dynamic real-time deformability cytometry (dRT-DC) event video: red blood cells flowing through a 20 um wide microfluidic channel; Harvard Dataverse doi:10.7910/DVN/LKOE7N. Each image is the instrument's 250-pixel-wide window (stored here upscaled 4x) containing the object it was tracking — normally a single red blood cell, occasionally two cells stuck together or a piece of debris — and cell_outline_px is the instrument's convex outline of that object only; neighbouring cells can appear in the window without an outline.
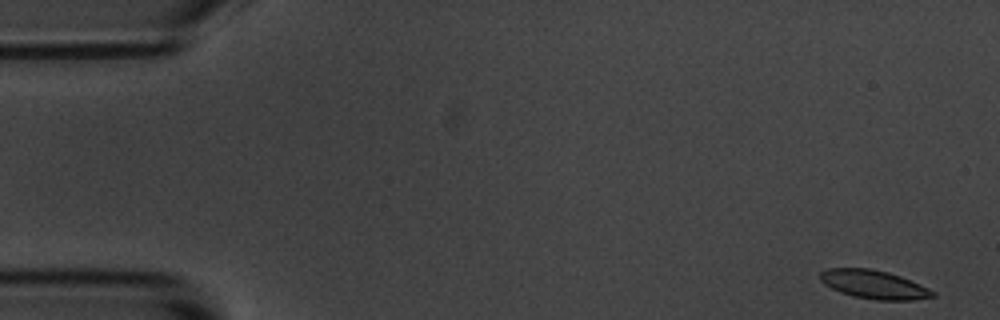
{"species": "common noctule bat (a hibernating species)", "species_latin": "Nyctalus noctula", "temperature_condition": "room temperature", "stored_images_in_passage": 54, "camera_frame_rate_fps": 3000, "um_per_image_px": 0.085, "animal": {"sex": "male", "body_mass_g": 20.1, "forearm_length_mm": 53.5}, "frame": {"image": 1, "passage_image": 1, "time_ms": 0.0, "image_size_px": [1000, 320], "cell_outline_px": [[936, 296], [916, 300], [876, 300], [856, 296], [840, 292], [824, 284], [820, 280], [820, 272], [828, 268], [872, 268], [888, 272], [900, 276], [920, 284], [936, 292]], "centroid_in_image_um": [74.3, 24.17], "position_along_channel_um": 10.7, "area_um2": 18.73}}
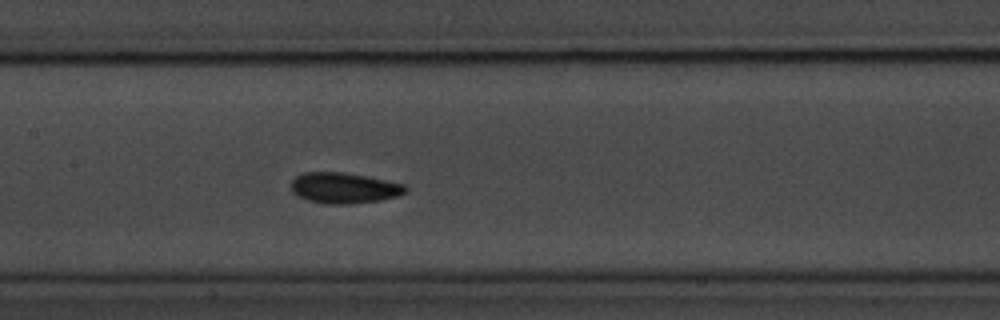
{"frame": {"image": 2, "passage_image": 25, "time_ms": 8.0, "image_size_px": [1000, 320], "cell_outline_px": [[408, 192], [400, 196], [380, 200], [352, 204], [324, 204], [308, 200], [296, 196], [292, 192], [292, 180], [296, 176], [304, 172], [344, 172], [368, 176], [404, 184], [408, 188]], "centroid_in_image_um": [29.27, 15.98], "position_along_channel_um": 178.1, "area_um2": 20.81}}
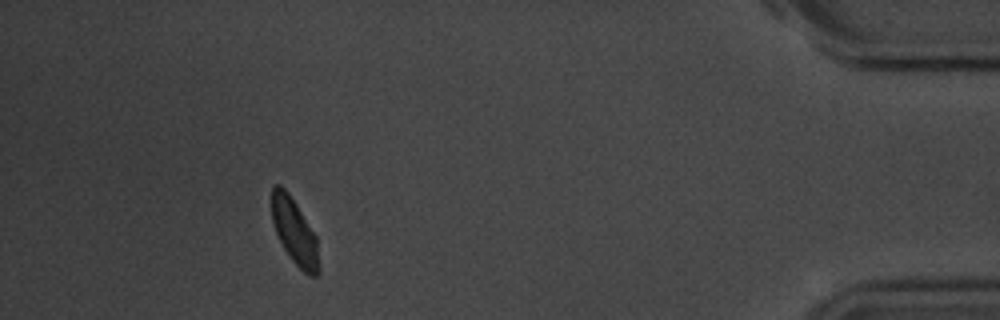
{"frame": {"image": 3, "passage_image": 49, "time_ms": 16.0, "image_size_px": [1000, 320], "cell_outline_px": [[320, 272], [316, 276], [312, 276], [304, 272], [292, 260], [284, 248], [276, 232], [272, 220], [272, 184], [280, 184], [288, 192], [296, 204], [316, 236], [320, 268]], "centroid_in_image_um": [25.04, 19.68], "position_along_channel_um": 410.2, "area_um2": 17.86}, "authors_computed_cell_mechanics": {"area_um2": 19.1607, "velocity_mm_per_s": 3.6322, "shape_relaxation_time_tau1_ms": 1.6375, "shape_relaxation_time_tau2_ms": 2.2816, "deformation_change_tau1": 0.0947, "deformation_change_tau2": 0.0654}}